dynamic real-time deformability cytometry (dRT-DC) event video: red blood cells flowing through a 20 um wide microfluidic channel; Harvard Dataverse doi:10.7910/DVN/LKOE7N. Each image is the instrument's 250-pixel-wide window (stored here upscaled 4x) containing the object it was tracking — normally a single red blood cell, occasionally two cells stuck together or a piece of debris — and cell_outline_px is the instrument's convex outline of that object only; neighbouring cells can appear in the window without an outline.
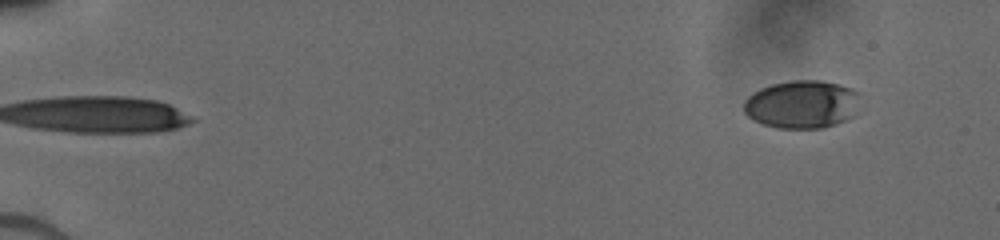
{"species": "human", "species_latin": "Homo sapiens", "temperature_condition": "cold", "stored_images_in_passage": 31, "camera_frame_rate_fps": 3000, "um_per_image_px": 0.085, "donor": {"sex": "male"}, "frame": {"image": 1, "passage_image": 1, "time_ms": 0.0, "image_size_px": [1000, 240], "cell_outline_px": [[860, 112], [856, 116], [836, 124], [824, 128], [776, 128], [760, 124], [752, 120], [744, 112], [744, 100], [752, 92], [760, 88], [772, 84], [792, 80], [820, 80], [840, 84], [852, 88], [860, 92]], "centroid_in_image_um": [68.22, 8.87], "position_along_channel_um": 16.8, "area_um2": 33.52}}
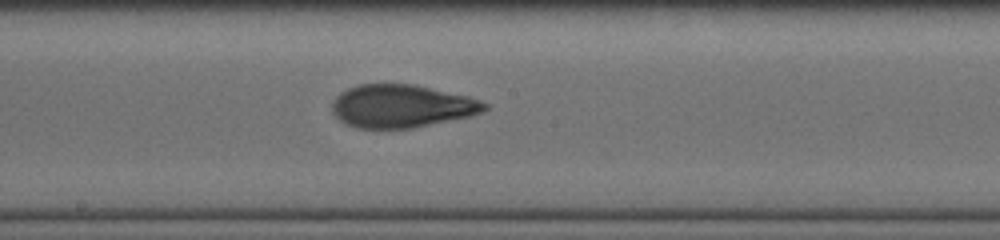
{"frame": {"image": 2, "passage_image": 18, "time_ms": 8.667, "image_size_px": [1000, 240], "cell_outline_px": [[488, 108], [480, 112], [468, 116], [412, 128], [356, 128], [344, 124], [332, 112], [332, 104], [336, 96], [340, 92], [348, 88], [360, 84], [412, 84], [468, 96], [480, 100], [488, 104]], "centroid_in_image_um": [34.09, 9.02], "position_along_channel_um": 214.1, "area_um2": 37.92}}
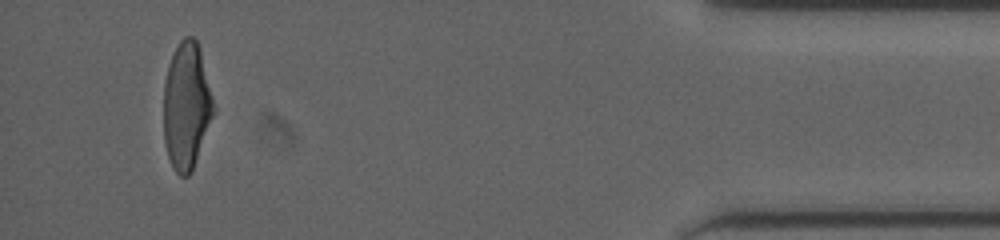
{"frame": {"image": 3, "passage_image": 31, "time_ms": 15.0, "image_size_px": [1000, 240], "cell_outline_px": [[216, 112], [192, 172], [188, 176], [180, 176], [172, 168], [168, 156], [164, 140], [164, 84], [172, 52], [180, 40], [184, 36], [192, 36], [196, 40], [200, 48], [216, 108]], "centroid_in_image_um": [15.88, 9.01], "position_along_channel_um": 419.3, "area_um2": 37.57}}